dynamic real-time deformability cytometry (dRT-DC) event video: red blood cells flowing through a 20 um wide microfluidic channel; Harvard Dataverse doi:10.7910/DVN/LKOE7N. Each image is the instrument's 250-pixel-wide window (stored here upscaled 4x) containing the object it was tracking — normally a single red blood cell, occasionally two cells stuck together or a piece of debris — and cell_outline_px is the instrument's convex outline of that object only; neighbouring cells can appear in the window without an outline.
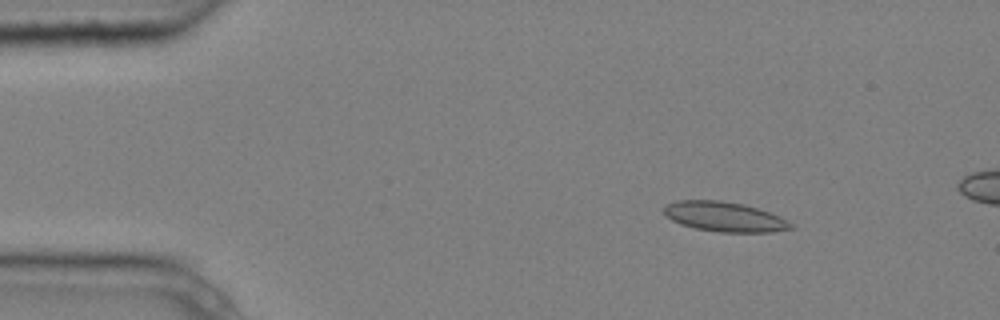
{"species": "common noctule bat (a hibernating species)", "species_latin": "Nyctalus noctula", "temperature_condition": "cold", "stored_images_in_passage": 4, "camera_frame_rate_fps": 3000, "um_per_image_px": 0.085, "animal": {"sex": "male", "body_mass_g": 20.4}, "frame": {"image": 1, "passage_image": 2, "time_ms": 0.333, "image_size_px": [1000, 320], "cell_outline_px": [[796, 228], [772, 232], [720, 232], [696, 228], [680, 224], [672, 220], [664, 212], [664, 204], [676, 200], [720, 200], [744, 204], [780, 216], [792, 224]], "centroid_in_image_um": [61.58, 18.42], "position_along_channel_um": 23.4, "area_um2": 22.02}}